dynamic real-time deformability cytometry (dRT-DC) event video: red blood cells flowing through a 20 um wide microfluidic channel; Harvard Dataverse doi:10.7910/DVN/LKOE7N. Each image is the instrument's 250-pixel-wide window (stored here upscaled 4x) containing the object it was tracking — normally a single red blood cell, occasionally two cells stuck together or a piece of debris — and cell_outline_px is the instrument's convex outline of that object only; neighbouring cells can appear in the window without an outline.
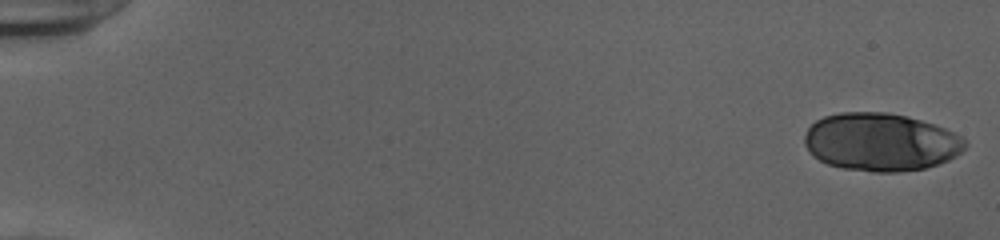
{"species": "human", "species_latin": "Homo sapiens", "temperature_condition": "cold", "stored_images_in_passage": 52, "segment_of_instrument_passage": [1, 2], "camera_frame_rate_fps": 3000, "um_per_image_px": 0.085, "donor": {"sex": "female"}, "frame": {"image": 1, "passage_image": 1, "time_ms": 0.0, "image_size_px": [1000, 240], "cell_outline_px": [[968, 144], [956, 156], [948, 160], [924, 168], [900, 172], [872, 172], [844, 168], [828, 164], [812, 156], [804, 144], [804, 136], [808, 128], [816, 120], [824, 116], [840, 112], [888, 112], [908, 116], [944, 128], [960, 136]], "centroid_in_image_um": [74.83, 12.07], "position_along_channel_um": 10.2, "area_um2": 54.22}}
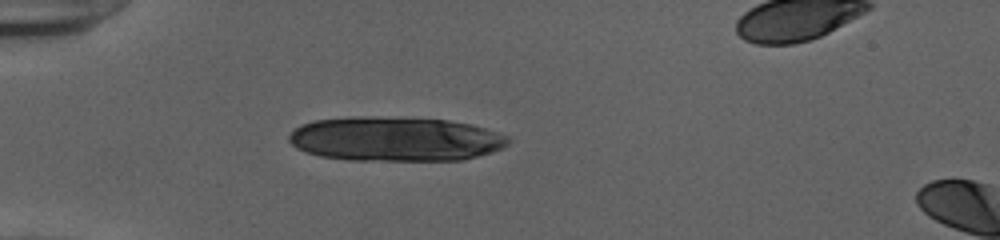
{"frame": {"image": 2, "passage_image": 16, "time_ms": 5.0, "image_size_px": [1000, 240], "cell_outline_px": [[512, 140], [504, 148], [492, 152], [464, 160], [348, 160], [320, 156], [304, 152], [296, 148], [288, 140], [288, 136], [300, 124], [316, 120], [360, 116], [380, 116], [448, 120], [468, 124], [484, 128], [508, 136]], "centroid_in_image_um": [33.6, 11.82], "position_along_channel_um": 51.4, "area_um2": 57.05}}